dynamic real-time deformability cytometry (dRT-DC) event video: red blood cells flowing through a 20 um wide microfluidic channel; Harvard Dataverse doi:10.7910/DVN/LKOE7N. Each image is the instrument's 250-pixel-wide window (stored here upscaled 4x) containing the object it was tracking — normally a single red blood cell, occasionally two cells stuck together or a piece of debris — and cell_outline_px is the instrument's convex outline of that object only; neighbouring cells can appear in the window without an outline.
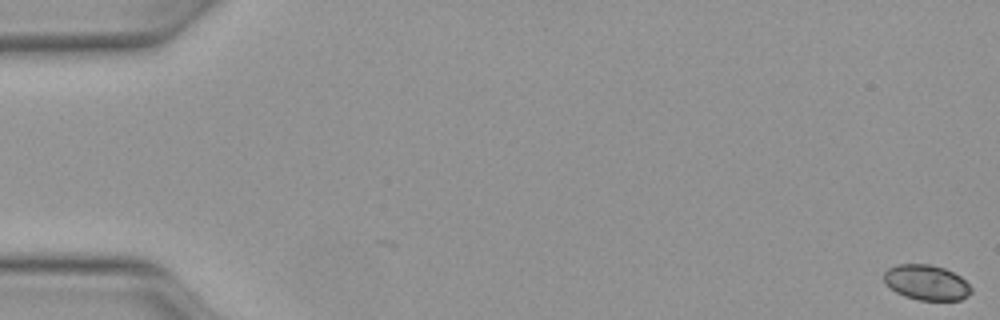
{"species": "Egyptian fruit bat (a non-hibernating species)", "species_latin": "Rousettus aegyptiacus", "temperature_condition": "warm", "stored_images_in_passage": 2, "camera_frame_rate_fps": 3000, "um_per_image_px": 0.085, "animal": {"sex": "female"}, "frame": {"image": 1, "passage_image": 2, "time_ms": 0.333, "image_size_px": [1000, 320], "cell_outline_px": [[972, 292], [968, 296], [960, 300], [920, 300], [904, 296], [896, 292], [884, 284], [884, 272], [888, 268], [896, 264], [928, 264], [944, 268], [960, 276], [972, 288]], "centroid_in_image_um": [78.73, 24.01], "position_along_channel_um": 6.3, "area_um2": 17.98}}